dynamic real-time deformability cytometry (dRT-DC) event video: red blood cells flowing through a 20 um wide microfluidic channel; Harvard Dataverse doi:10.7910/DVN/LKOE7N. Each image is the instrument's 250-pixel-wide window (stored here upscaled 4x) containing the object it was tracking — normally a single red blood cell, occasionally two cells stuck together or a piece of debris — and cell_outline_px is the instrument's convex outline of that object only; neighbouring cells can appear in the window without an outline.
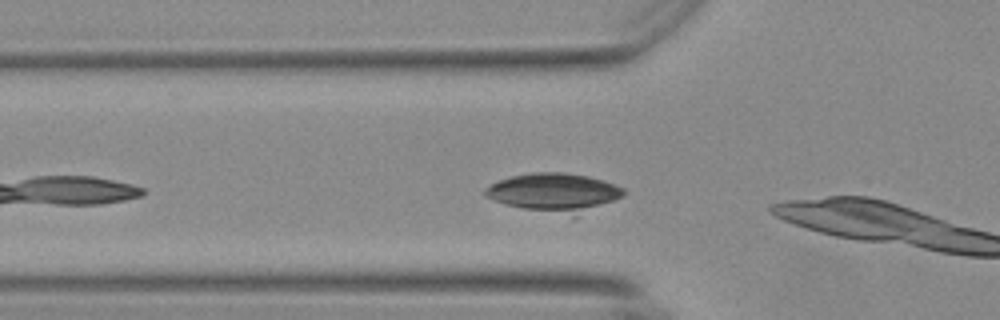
{"species": "Egyptian fruit bat (a non-hibernating species)", "species_latin": "Rousettus aegyptiacus", "temperature_condition": "warm", "stored_images_in_passage": 7, "camera_frame_rate_fps": 3000, "um_per_image_px": 0.085, "animal": {"sex": "female"}, "frame": {"image": 1, "passage_image": 2, "time_ms": 0.333, "image_size_px": [1000, 320], "cell_outline_px": [[628, 192], [624, 196], [576, 216], [572, 216], [524, 208], [504, 204], [484, 196], [480, 192], [492, 184], [500, 180], [512, 176], [532, 172], [564, 172], [588, 176], [624, 188]], "centroid_in_image_um": [47.1, 16.36], "position_along_channel_um": 78.7, "area_um2": 30.92}}
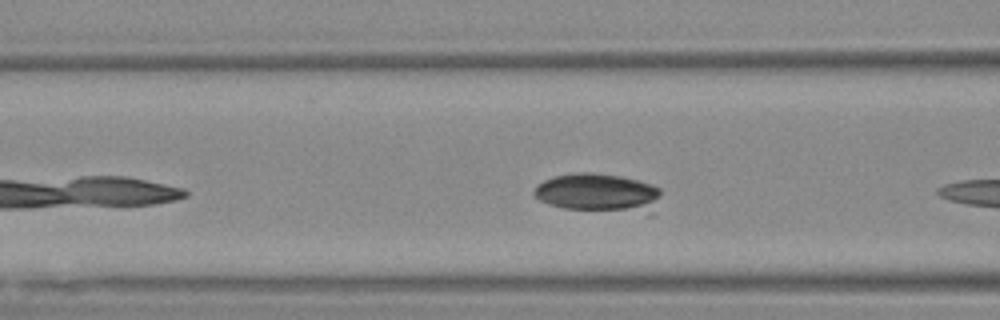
{"frame": {"image": 2, "passage_image": 5, "time_ms": 1.333, "image_size_px": [1000, 320], "cell_outline_px": [[660, 196], [652, 216], [648, 216], [564, 208], [548, 204], [532, 196], [532, 192], [536, 184], [552, 176], [572, 172], [592, 172], [620, 176], [652, 184], [660, 188]], "centroid_in_image_um": [50.89, 16.44], "position_along_channel_um": 115.7, "area_um2": 29.94}}